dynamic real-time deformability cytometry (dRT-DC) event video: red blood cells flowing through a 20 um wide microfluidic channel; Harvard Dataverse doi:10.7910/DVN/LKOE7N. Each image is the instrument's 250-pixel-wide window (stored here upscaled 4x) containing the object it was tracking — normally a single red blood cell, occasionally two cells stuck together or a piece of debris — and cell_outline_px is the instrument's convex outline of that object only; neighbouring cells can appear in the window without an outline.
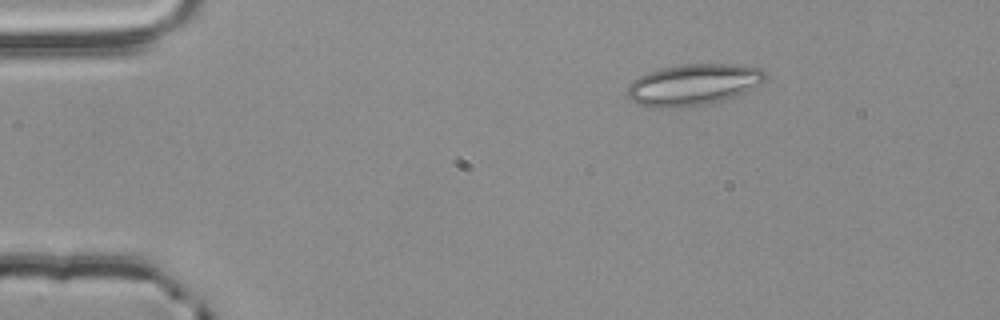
{"species": "common noctule bat (a hibernating species)", "species_latin": "Nyctalus noctula", "temperature_condition": "room temperature", "stored_images_in_passage": 46, "camera_frame_rate_fps": 3000, "um_per_image_px": 0.085, "animal": {"sex": "male", "body_mass_g": 20.4}, "frame": {"image": 1, "passage_image": 1, "time_ms": 0.0, "image_size_px": [1000, 320], "cell_outline_px": [[768, 76], [760, 84], [744, 92], [724, 100], [704, 104], [680, 108], [660, 108], [640, 104], [632, 100], [628, 96], [628, 84], [632, 80], [648, 72], [680, 64], [740, 64], [760, 68]], "centroid_in_image_um": [58.95, 7.19], "position_along_channel_um": 26.1, "area_um2": 33.12}}
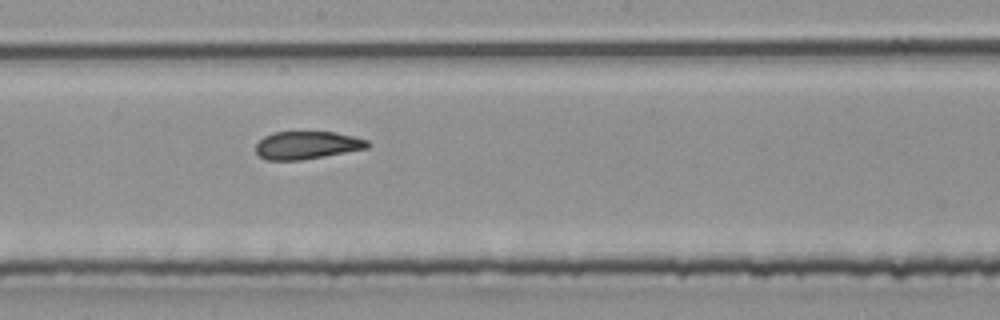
{"frame": {"image": 2, "passage_image": 22, "time_ms": 7.0, "image_size_px": [1000, 320], "cell_outline_px": [[372, 144], [368, 148], [304, 160], [268, 160], [260, 156], [256, 152], [256, 144], [264, 136], [272, 132], [336, 132], [368, 140]], "centroid_in_image_um": [26.11, 12.34], "position_along_channel_um": 222.1, "area_um2": 18.21}}
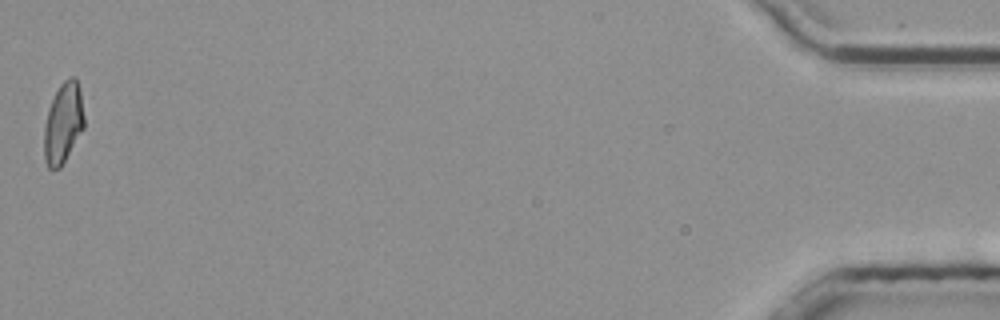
{"frame": {"image": 3, "passage_image": 46, "time_ms": 15.0, "image_size_px": [1000, 320], "cell_outline_px": [[84, 128], [60, 168], [48, 168], [44, 160], [44, 124], [48, 108], [60, 84], [64, 80], [72, 76], [76, 76], [80, 92], [84, 116]], "centroid_in_image_um": [5.36, 10.46], "position_along_channel_um": 429.8, "area_um2": 18.79}, "authors_computed_cell_mechanics": {"area_um2": 19.3919, "velocity_mm_per_s": 3.8549, "shape_relaxation_time_tau1_ms": null, "shape_relaxation_time_tau2_ms": 1.1283, "deformation_change_tau1": null, "deformation_change_tau2": 0.0792}}